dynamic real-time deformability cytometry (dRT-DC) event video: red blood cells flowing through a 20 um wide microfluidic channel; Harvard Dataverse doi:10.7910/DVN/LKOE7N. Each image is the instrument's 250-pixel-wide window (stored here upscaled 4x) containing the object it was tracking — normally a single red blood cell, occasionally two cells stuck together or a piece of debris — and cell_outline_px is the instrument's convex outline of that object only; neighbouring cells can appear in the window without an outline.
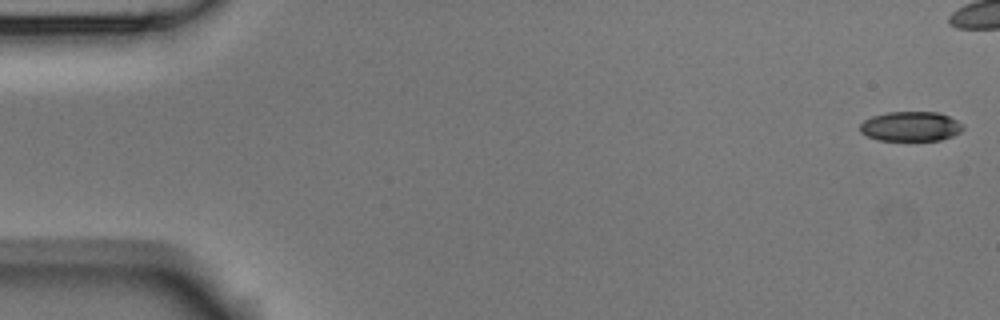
{"species": "Egyptian fruit bat (a non-hibernating species)", "species_latin": "Rousettus aegyptiacus", "temperature_condition": "room temperature", "stored_images_in_passage": 6, "camera_frame_rate_fps": 3000, "um_per_image_px": 0.085, "animal": {"sex": "male"}, "frame": {"image": 1, "passage_image": 1, "time_ms": 0.0, "image_size_px": [1000, 320], "cell_outline_px": [[964, 128], [960, 132], [952, 136], [940, 140], [880, 140], [868, 136], [860, 132], [860, 124], [864, 120], [872, 116], [888, 112], [940, 112], [964, 124]], "centroid_in_image_um": [77.42, 10.73], "position_along_channel_um": 7.6, "area_um2": 17.8}}
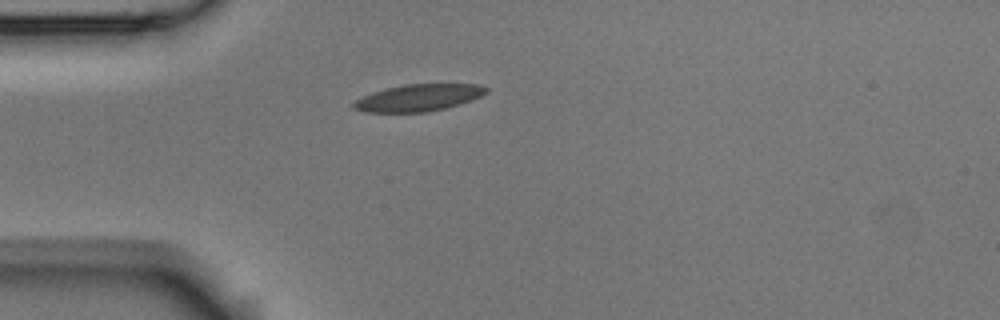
{"frame": {"image": 2, "passage_image": 6, "time_ms": 1.667, "image_size_px": [1000, 320], "cell_outline_px": [[488, 92], [480, 96], [460, 104], [444, 108], [424, 112], [364, 112], [352, 108], [352, 104], [356, 100], [372, 92], [384, 88], [404, 84], [480, 84], [488, 88]], "centroid_in_image_um": [35.55, 8.3], "position_along_channel_um": 49.4, "area_um2": 20.75}}